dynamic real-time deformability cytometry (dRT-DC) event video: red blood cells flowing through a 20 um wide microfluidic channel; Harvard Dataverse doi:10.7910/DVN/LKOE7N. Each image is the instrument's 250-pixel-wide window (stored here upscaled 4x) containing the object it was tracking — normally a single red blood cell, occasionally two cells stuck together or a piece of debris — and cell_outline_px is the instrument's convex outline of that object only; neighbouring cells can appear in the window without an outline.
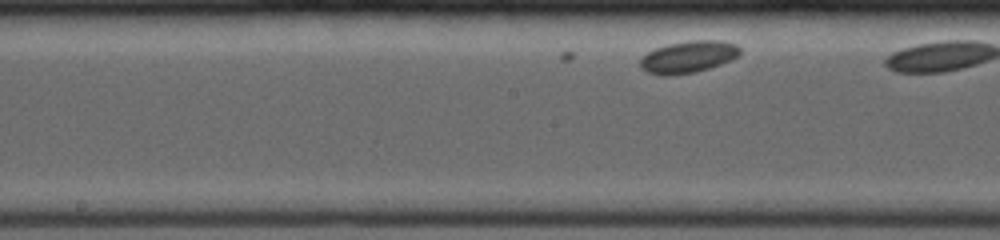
{"species": "common noctule bat (a hibernating species)", "species_latin": "Nyctalus noctula", "temperature_condition": "room temperature", "stored_images_in_passage": 18, "camera_frame_rate_fps": 4000, "um_per_image_px": 0.085, "animal": {"sex": "female", "body_mass_g": 19.0, "forearm_length_mm": 53.3}, "frame": {"image": 1, "passage_image": 6, "time_ms": 3.75, "image_size_px": [1000, 240], "cell_outline_px": [[740, 52], [732, 60], [696, 72], [648, 72], [640, 68], [640, 60], [648, 52], [656, 48], [668, 44], [692, 40], [724, 40], [736, 44], [740, 48]], "centroid_in_image_um": [58.58, 4.77], "position_along_channel_um": 189.6, "area_um2": 17.8}}